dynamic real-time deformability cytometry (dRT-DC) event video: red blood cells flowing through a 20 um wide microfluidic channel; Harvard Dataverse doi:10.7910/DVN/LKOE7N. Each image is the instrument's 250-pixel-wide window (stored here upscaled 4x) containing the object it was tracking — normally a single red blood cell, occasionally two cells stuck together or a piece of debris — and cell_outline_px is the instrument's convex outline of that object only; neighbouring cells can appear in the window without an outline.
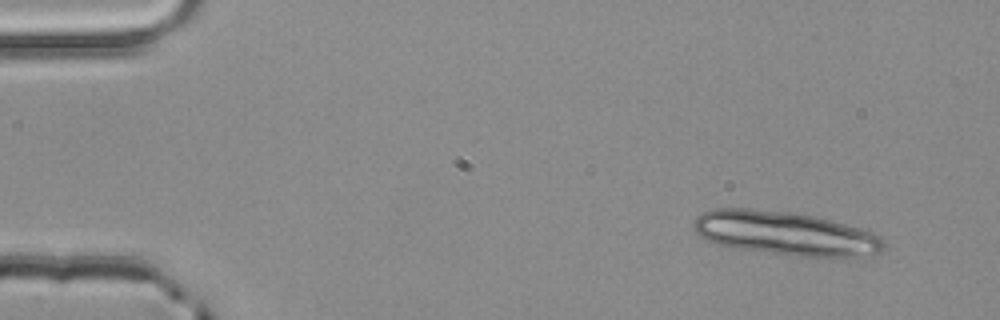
{"species": "common noctule bat (a hibernating species)", "species_latin": "Nyctalus noctula", "temperature_condition": "room temperature", "stored_images_in_passage": 3, "camera_frame_rate_fps": 3000, "um_per_image_px": 0.085, "animal": {"sex": "male", "body_mass_g": 20.4}, "frame": {"image": 1, "passage_image": 1, "time_ms": 0.0, "image_size_px": [1000, 320], "cell_outline_px": [[888, 248], [872, 256], [800, 256], [740, 248], [720, 244], [708, 240], [700, 236], [696, 232], [692, 224], [696, 216], [712, 208], [748, 208], [792, 212], [832, 220], [880, 236], [884, 240]], "centroid_in_image_um": [66.76, 19.82], "position_along_channel_um": 18.2, "area_um2": 48.03}}